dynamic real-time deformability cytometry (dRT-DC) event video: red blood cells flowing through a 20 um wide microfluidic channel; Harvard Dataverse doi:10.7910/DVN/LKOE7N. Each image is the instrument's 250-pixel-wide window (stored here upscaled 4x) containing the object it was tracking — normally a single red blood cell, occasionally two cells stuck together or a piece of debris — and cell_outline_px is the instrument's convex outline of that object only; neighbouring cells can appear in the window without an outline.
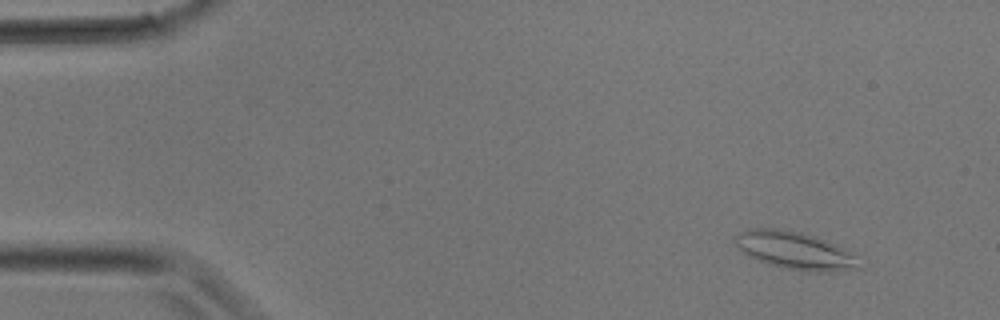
{"species": "common noctule bat (a hibernating species)", "species_latin": "Nyctalus noctula", "temperature_condition": "room temperature", "stored_images_in_passage": 34, "camera_frame_rate_fps": 3000, "um_per_image_px": 0.085, "animal": {"sex": "male", "body_mass_g": 17.9}, "frame": {"image": 1, "passage_image": 3, "time_ms": 0.667, "image_size_px": [1000, 320], "cell_outline_px": [[864, 268], [828, 272], [808, 272], [784, 268], [768, 264], [744, 252], [736, 244], [736, 232], [748, 228], [780, 228], [800, 232], [816, 236], [836, 244], [860, 256]], "centroid_in_image_um": [67.69, 21.3], "position_along_channel_um": 17.3, "area_um2": 27.63}}
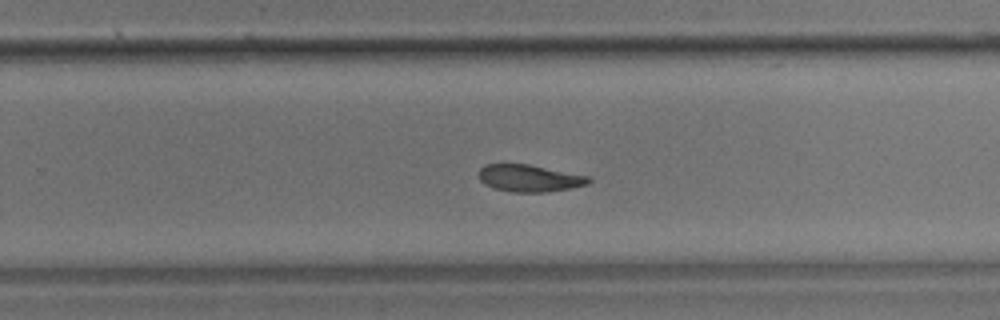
{"frame": {"image": 2, "passage_image": 21, "time_ms": 6.667, "image_size_px": [1000, 320], "cell_outline_px": [[592, 180], [588, 184], [572, 188], [544, 192], [512, 192], [496, 188], [484, 184], [480, 180], [480, 168], [484, 164], [528, 164], [592, 176]], "centroid_in_image_um": [45.06, 15.14], "position_along_channel_um": 284.7, "area_um2": 17.4}}
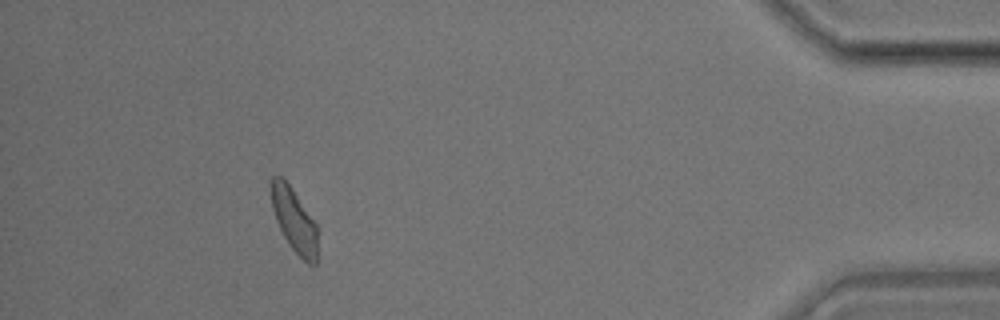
{"frame": {"image": 3, "passage_image": 30, "time_ms": 9.667, "image_size_px": [1000, 320], "cell_outline_px": [[316, 264], [308, 264], [288, 244], [276, 220], [272, 208], [268, 180], [272, 176], [280, 176], [288, 184], [316, 224]], "centroid_in_image_um": [24.94, 18.67], "position_along_channel_um": 410.3, "area_um2": 16.88}}